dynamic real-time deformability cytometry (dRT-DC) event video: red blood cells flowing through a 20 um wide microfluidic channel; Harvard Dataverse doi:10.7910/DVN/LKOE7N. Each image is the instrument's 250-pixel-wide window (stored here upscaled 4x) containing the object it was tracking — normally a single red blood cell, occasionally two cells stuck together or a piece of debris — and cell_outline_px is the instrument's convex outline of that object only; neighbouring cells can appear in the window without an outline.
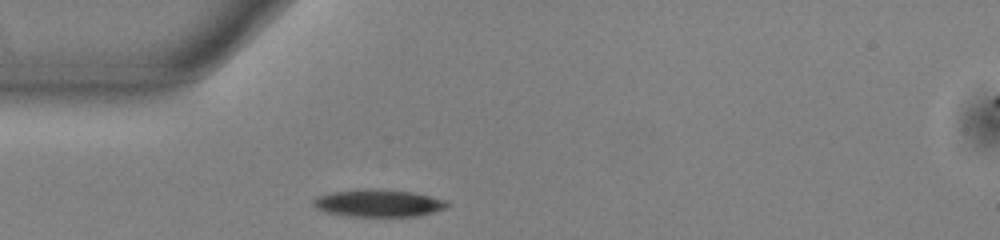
{"species": "common noctule bat (a hibernating species)", "species_latin": "Nyctalus noctula", "temperature_condition": "warm", "stored_images_in_passage": 39, "camera_frame_rate_fps": 3000, "um_per_image_px": 0.085, "animal": {"sex": "male", "body_mass_g": 13.0, "forearm_length_mm": 53.1}, "frame": {"image": 1, "passage_image": 1, "time_ms": 0.0, "image_size_px": [1000, 240], "cell_outline_px": [[452, 204], [448, 208], [420, 216], [348, 216], [328, 212], [316, 208], [312, 204], [312, 200], [316, 196], [332, 192], [364, 188], [380, 188], [412, 192], [448, 200]], "centroid_in_image_um": [32.22, 17.25], "position_along_channel_um": 52.8, "area_um2": 21.73}}
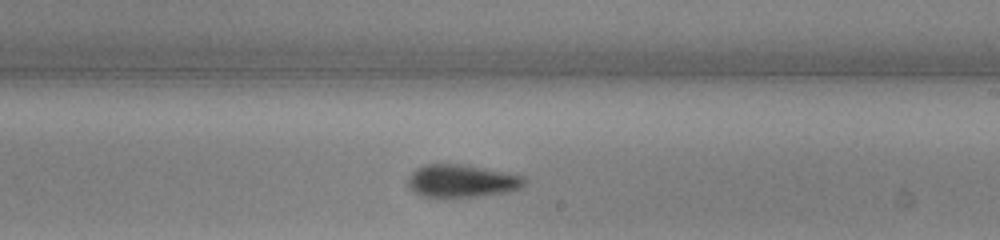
{"frame": {"image": 2, "passage_image": 17, "time_ms": 5.333, "image_size_px": [1000, 240], "cell_outline_px": [[528, 180], [524, 188], [512, 192], [448, 200], [420, 196], [408, 184], [408, 180], [412, 172], [416, 168], [424, 164], [460, 164], [484, 168], [524, 176]], "centroid_in_image_um": [39.3, 15.43], "position_along_channel_um": 249.7, "area_um2": 23.06}}
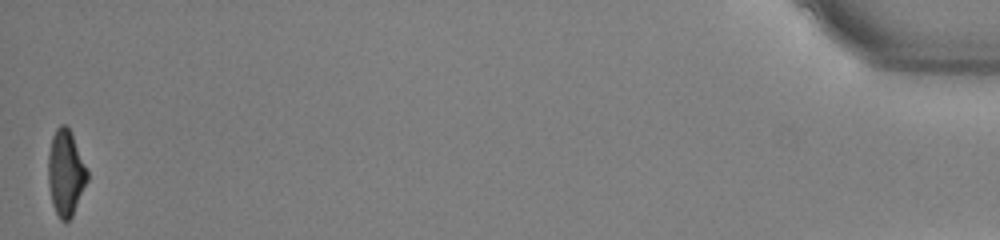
{"frame": {"image": 3, "passage_image": 39, "time_ms": 12.667, "image_size_px": [1000, 240], "cell_outline_px": [[88, 180], [72, 216], [64, 224], [60, 220], [52, 204], [48, 184], [48, 152], [52, 136], [56, 128], [60, 124], [64, 124], [72, 132], [88, 172]], "centroid_in_image_um": [5.57, 14.69], "position_along_channel_um": 429.6, "area_um2": 19.71}, "authors_computed_cell_mechanics": {"area_um2": 21.7328, "velocity_mm_per_s": 3.84, "shape_relaxation_time_tau1_ms": 3.1875, "shape_relaxation_time_tau2_ms": 6.0796, "deformation_change_tau1": 0.1325, "deformation_change_tau2": 0.1728}}